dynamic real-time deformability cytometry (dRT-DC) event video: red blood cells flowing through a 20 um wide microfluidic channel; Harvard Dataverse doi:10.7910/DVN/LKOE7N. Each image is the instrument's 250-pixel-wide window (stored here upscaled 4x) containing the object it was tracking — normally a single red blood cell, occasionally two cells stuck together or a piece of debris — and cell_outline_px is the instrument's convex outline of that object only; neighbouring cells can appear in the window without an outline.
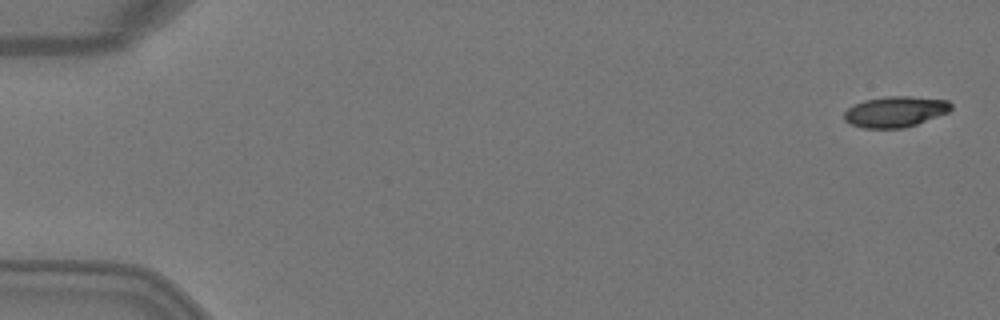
{"species": "Egyptian fruit bat (a non-hibernating species)", "species_latin": "Rousettus aegyptiacus", "temperature_condition": "warm", "stored_images_in_passage": 5, "camera_frame_rate_fps": 3000, "um_per_image_px": 0.085, "animal": {"sex": "female"}, "frame": {"image": 1, "passage_image": 1, "time_ms": 0.0, "image_size_px": [1000, 320], "cell_outline_px": [[952, 108], [948, 112], [916, 124], [904, 128], [864, 128], [852, 124], [844, 120], [844, 112], [852, 104], [864, 100], [888, 96], [908, 96], [948, 100], [952, 104]], "centroid_in_image_um": [76.08, 9.48], "position_along_channel_um": 8.9, "area_um2": 19.13}}
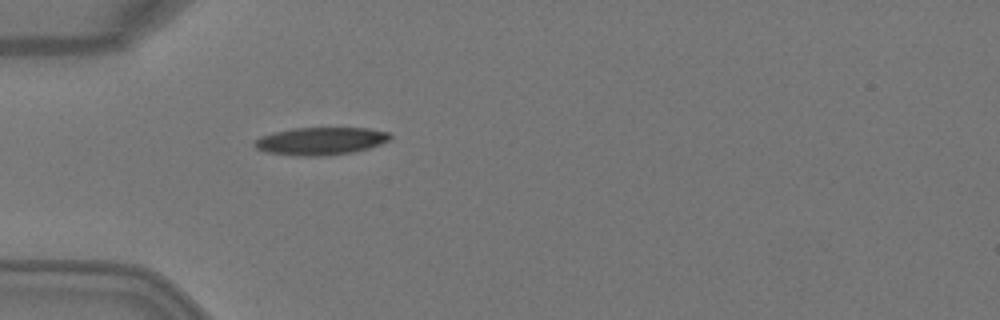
{"frame": {"image": 2, "passage_image": 5, "time_ms": 1.333, "image_size_px": [1000, 320], "cell_outline_px": [[392, 136], [388, 140], [380, 144], [368, 148], [352, 152], [320, 156], [296, 156], [264, 152], [256, 148], [252, 144], [260, 136], [272, 132], [292, 128], [368, 128], [388, 132]], "centroid_in_image_um": [27.2, 11.99], "position_along_channel_um": 57.8, "area_um2": 21.91}}